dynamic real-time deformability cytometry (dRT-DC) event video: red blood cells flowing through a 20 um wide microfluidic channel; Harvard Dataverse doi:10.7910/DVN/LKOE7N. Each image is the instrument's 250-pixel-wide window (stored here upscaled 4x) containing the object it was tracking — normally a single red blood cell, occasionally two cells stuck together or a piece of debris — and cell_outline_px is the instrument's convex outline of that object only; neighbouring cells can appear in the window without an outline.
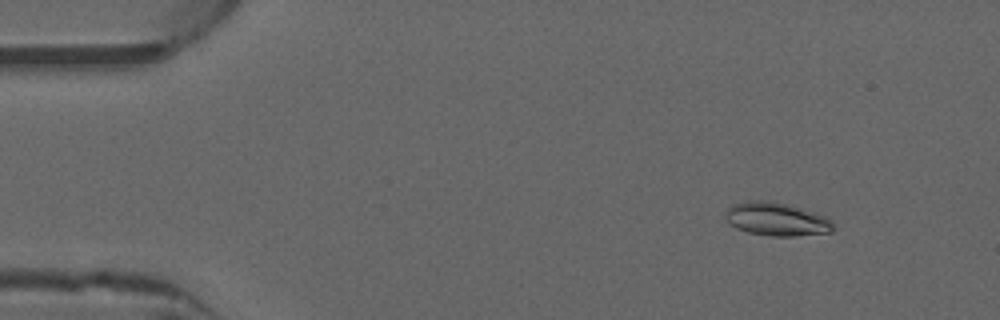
{"species": "common noctule bat (a hibernating species)", "species_latin": "Nyctalus noctula", "temperature_condition": "warm", "stored_images_in_passage": 52, "camera_frame_rate_fps": 3000, "um_per_image_px": 0.085, "animal": {"sex": "male", "forearm_length_mm": 52.5}, "frame": {"image": 1, "passage_image": 6, "time_ms": 1.667, "image_size_px": [1000, 320], "cell_outline_px": [[836, 228], [832, 232], [796, 236], [768, 236], [748, 232], [736, 228], [728, 224], [724, 216], [724, 212], [732, 204], [748, 200], [764, 200], [788, 204], [824, 216], [832, 220]], "centroid_in_image_um": [65.98, 18.63], "position_along_channel_um": 19.0, "area_um2": 21.21}}
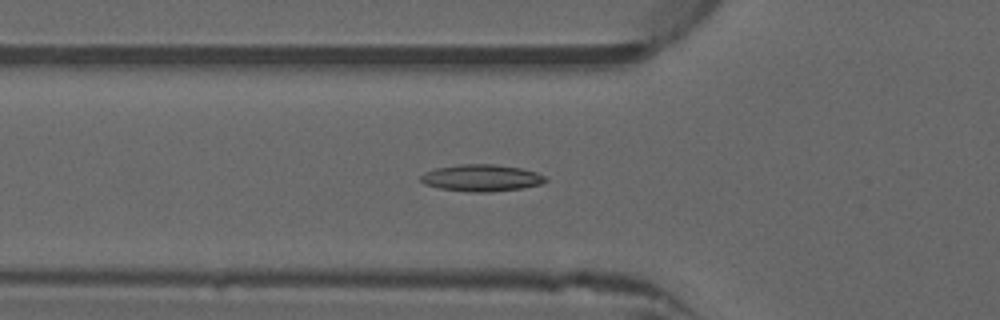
{"frame": {"image": 2, "passage_image": 18, "time_ms": 5.667, "image_size_px": [1000, 320], "cell_outline_px": [[548, 180], [540, 184], [524, 188], [488, 192], [468, 192], [440, 188], [424, 184], [420, 180], [420, 176], [424, 172], [436, 168], [456, 164], [492, 164], [520, 168], [536, 172], [544, 176]], "centroid_in_image_um": [40.9, 15.12], "position_along_channel_um": 84.9, "area_um2": 19.54}}
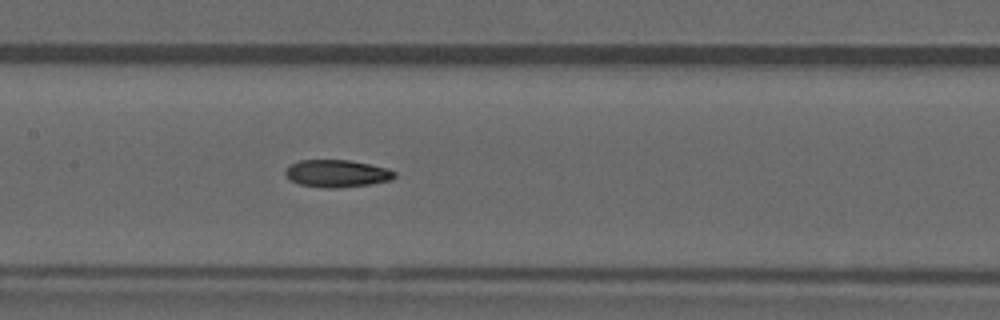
{"frame": {"image": 3, "passage_image": 25, "time_ms": 8.0, "image_size_px": [1000, 320], "cell_outline_px": [[396, 176], [392, 180], [368, 184], [336, 188], [324, 188], [300, 184], [292, 180], [284, 172], [292, 164], [300, 160], [348, 160], [388, 168], [396, 172]], "centroid_in_image_um": [28.68, 14.74], "position_along_channel_um": 178.7, "area_um2": 17.17}, "authors_computed_cell_mechanics": {"area_um2": 17.3978, "velocity_mm_per_s": 3.9889, "shape_relaxation_time_tau1_ms": null, "shape_relaxation_time_tau2_ms": 9.3272, "deformation_change_tau1": null, "deformation_change_tau2": 0.1868}}